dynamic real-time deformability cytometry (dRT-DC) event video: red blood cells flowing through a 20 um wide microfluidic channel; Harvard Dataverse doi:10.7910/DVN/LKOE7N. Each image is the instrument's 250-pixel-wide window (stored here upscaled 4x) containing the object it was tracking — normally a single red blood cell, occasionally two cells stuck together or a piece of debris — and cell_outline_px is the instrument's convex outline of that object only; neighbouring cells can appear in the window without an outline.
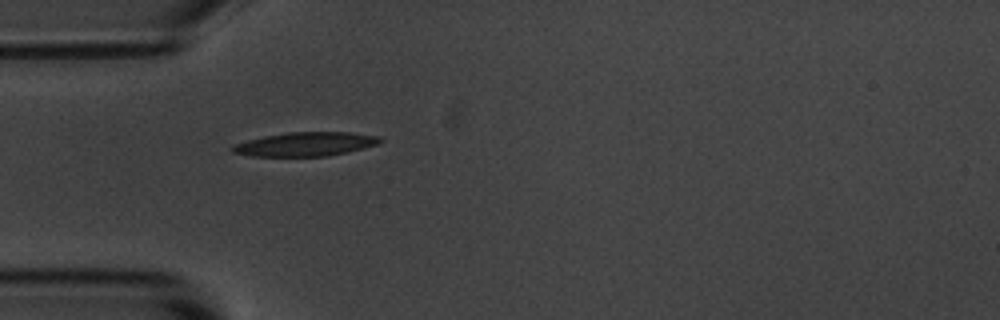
{"species": "common noctule bat (a hibernating species)", "species_latin": "Nyctalus noctula", "temperature_condition": "room temperature", "stored_images_in_passage": 2, "camera_frame_rate_fps": 3000, "um_per_image_px": 0.085, "animal": {"sex": "male", "body_mass_g": 20.1, "forearm_length_mm": 53.5}, "frame": {"image": 1, "passage_image": 2, "time_ms": 1.0, "image_size_px": [1000, 320], "cell_outline_px": [[384, 140], [376, 144], [364, 148], [348, 152], [328, 156], [248, 156], [232, 152], [232, 148], [236, 144], [248, 140], [264, 136], [288, 132], [348, 132], [380, 136]], "centroid_in_image_um": [26.0, 12.25], "position_along_channel_um": 59.0, "area_um2": 20.52}}